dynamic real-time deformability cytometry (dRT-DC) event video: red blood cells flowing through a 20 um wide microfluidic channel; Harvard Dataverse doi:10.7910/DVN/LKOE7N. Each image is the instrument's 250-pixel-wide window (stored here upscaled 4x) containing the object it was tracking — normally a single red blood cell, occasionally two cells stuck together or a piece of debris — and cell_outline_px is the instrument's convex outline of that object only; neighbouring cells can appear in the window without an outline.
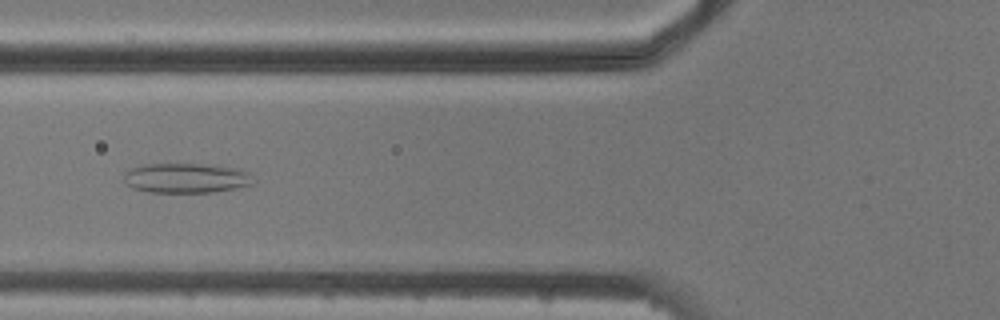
{"species": "common noctule bat (a hibernating species)", "species_latin": "Nyctalus noctula", "temperature_condition": "cold", "stored_images_in_passage": 7, "camera_frame_rate_fps": 3000, "um_per_image_px": 0.085, "animal": {"sex": "male", "body_mass_g": 20.5, "forearm_length_mm": 52.5}, "frame": {"image": 1, "passage_image": 5, "time_ms": 5.667, "image_size_px": [1000, 320], "cell_outline_px": [[256, 184], [236, 188], [212, 192], [148, 192], [132, 188], [124, 180], [124, 172], [132, 168], [144, 164], [200, 164], [244, 168], [252, 172], [256, 180]], "centroid_in_image_um": [15.93, 15.13], "position_along_channel_um": 109.9, "area_um2": 22.95}}